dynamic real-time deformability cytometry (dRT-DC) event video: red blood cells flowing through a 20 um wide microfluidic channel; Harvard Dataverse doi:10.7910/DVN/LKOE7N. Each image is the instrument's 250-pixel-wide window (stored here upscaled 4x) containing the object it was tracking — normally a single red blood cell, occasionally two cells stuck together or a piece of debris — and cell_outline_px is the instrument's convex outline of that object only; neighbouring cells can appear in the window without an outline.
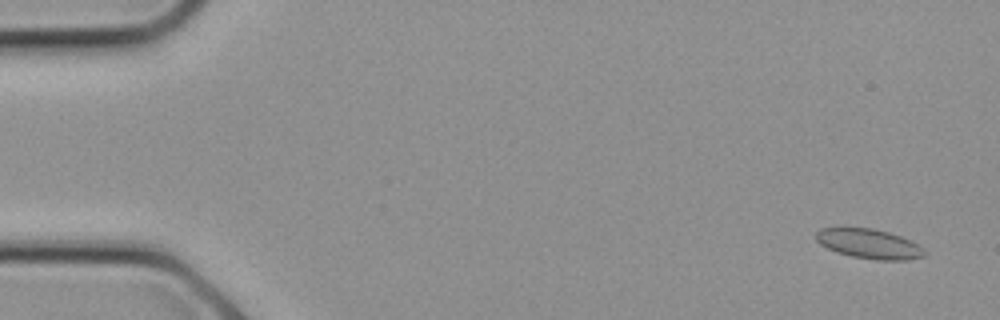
{"species": "common noctule bat (a hibernating species)", "species_latin": "Nyctalus noctula", "temperature_condition": "cold", "stored_images_in_passage": 10, "camera_frame_rate_fps": 3000, "um_per_image_px": 0.085, "animal": {"sex": "female", "body_mass_g": 21.9}, "frame": {"image": 1, "passage_image": 2, "time_ms": 0.333, "image_size_px": [1000, 320], "cell_outline_px": [[928, 252], [924, 256], [904, 260], [880, 260], [852, 256], [836, 252], [820, 244], [816, 240], [816, 232], [820, 228], [872, 228], [888, 232], [900, 236], [924, 248]], "centroid_in_image_um": [73.87, 20.72], "position_along_channel_um": 11.1, "area_um2": 18.55}}
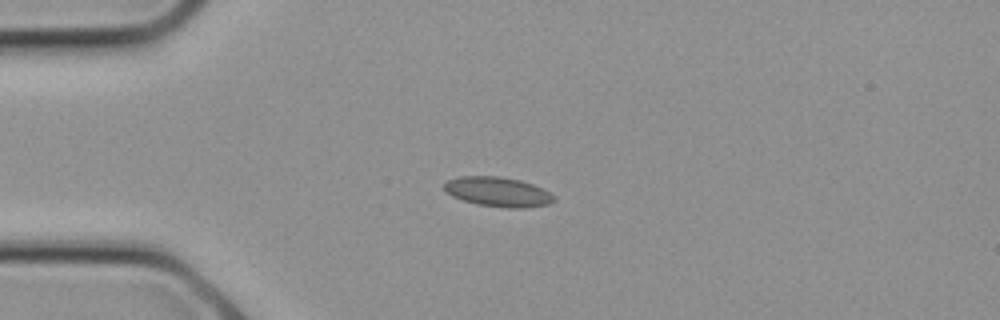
{"frame": {"image": 2, "passage_image": 7, "time_ms": 2.0, "image_size_px": [1000, 320], "cell_outline_px": [[556, 200], [548, 204], [524, 208], [508, 208], [476, 204], [452, 196], [444, 188], [444, 184], [448, 180], [460, 176], [500, 176], [520, 180], [544, 188], [556, 196]], "centroid_in_image_um": [42.37, 16.3], "position_along_channel_um": 42.6, "area_um2": 19.02}}
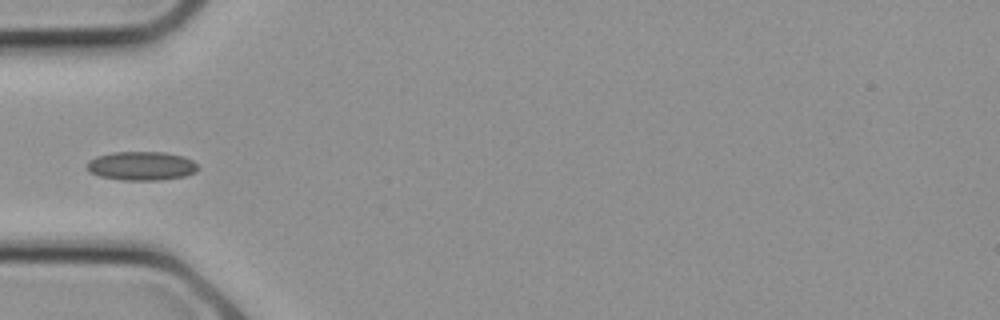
{"frame": {"image": 3, "passage_image": 9, "time_ms": 2.667, "image_size_px": [1000, 320], "cell_outline_px": [[200, 168], [196, 172], [184, 176], [156, 180], [124, 180], [100, 176], [88, 172], [88, 160], [96, 156], [112, 152], [164, 152], [184, 156], [192, 160]], "centroid_in_image_um": [12.03, 14.09], "position_along_channel_um": 73.0, "area_um2": 18.67}}